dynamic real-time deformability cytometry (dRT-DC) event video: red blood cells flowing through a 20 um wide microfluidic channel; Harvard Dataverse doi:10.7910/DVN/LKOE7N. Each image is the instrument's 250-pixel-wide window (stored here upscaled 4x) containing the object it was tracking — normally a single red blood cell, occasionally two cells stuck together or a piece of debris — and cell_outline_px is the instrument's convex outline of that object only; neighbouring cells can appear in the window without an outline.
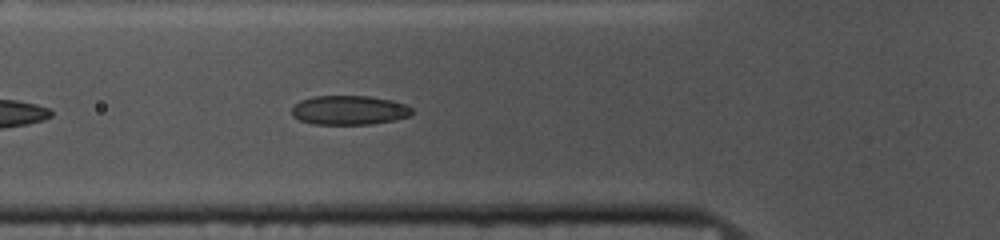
{"species": "common noctule bat (a hibernating species)", "species_latin": "Nyctalus noctula", "temperature_condition": "cold", "stored_images_in_passage": 15, "camera_frame_rate_fps": 3000, "um_per_image_px": 0.085, "animal": {"sex": "female", "body_mass_g": 10.0, "forearm_length_mm": 53.1}, "frame": {"image": 1, "passage_image": 7, "time_ms": 2.0, "image_size_px": [1000, 240], "cell_outline_px": [[412, 112], [408, 116], [396, 120], [372, 124], [312, 124], [300, 120], [292, 116], [292, 108], [300, 100], [316, 96], [368, 96], [392, 100], [404, 104], [412, 108]], "centroid_in_image_um": [29.68, 9.37], "position_along_channel_um": 96.1, "area_um2": 20.46}}
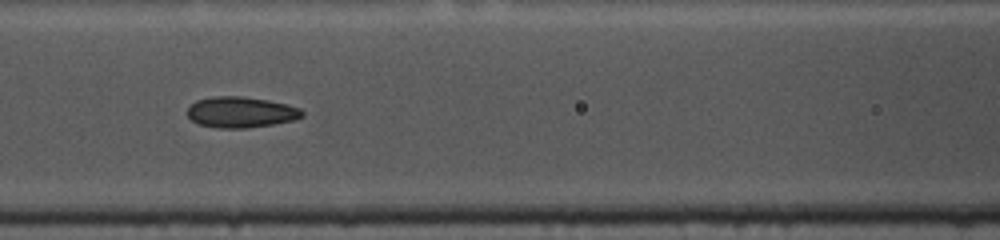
{"frame": {"image": 2, "passage_image": 11, "time_ms": 3.333, "image_size_px": [1000, 240], "cell_outline_px": [[304, 116], [296, 120], [272, 124], [244, 128], [220, 128], [200, 124], [192, 120], [188, 116], [188, 108], [196, 100], [212, 96], [244, 96], [268, 100], [288, 104], [300, 108], [304, 112]], "centroid_in_image_um": [20.51, 9.52], "position_along_channel_um": 146.1, "area_um2": 20.69}}